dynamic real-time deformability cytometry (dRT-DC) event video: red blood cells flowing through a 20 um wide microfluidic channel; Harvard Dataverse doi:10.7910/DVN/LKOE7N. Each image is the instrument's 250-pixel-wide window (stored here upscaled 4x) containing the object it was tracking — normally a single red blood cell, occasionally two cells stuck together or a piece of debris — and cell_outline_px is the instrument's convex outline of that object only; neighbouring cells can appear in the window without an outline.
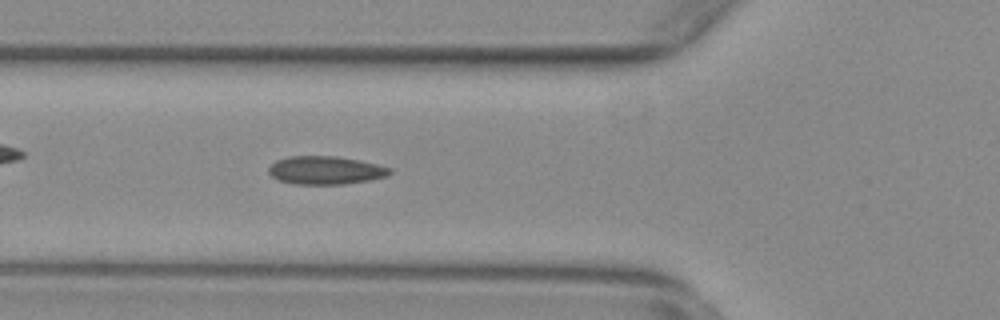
{"species": "common noctule bat (a hibernating species)", "species_latin": "Nyctalus noctula", "temperature_condition": "warm", "stored_images_in_passage": 26, "camera_frame_rate_fps": 3000, "um_per_image_px": 0.085, "animal": {"sex": "female", "body_mass_g": 29.2, "forearm_length_mm": 56.3}, "frame": {"image": 1, "passage_image": 3, "time_ms": 0.667, "image_size_px": [1000, 320], "cell_outline_px": [[392, 172], [388, 176], [368, 180], [344, 184], [296, 184], [276, 180], [268, 172], [268, 168], [276, 160], [288, 156], [336, 156], [360, 160], [392, 168]], "centroid_in_image_um": [27.66, 14.47], "position_along_channel_um": 98.1, "area_um2": 20.0}}
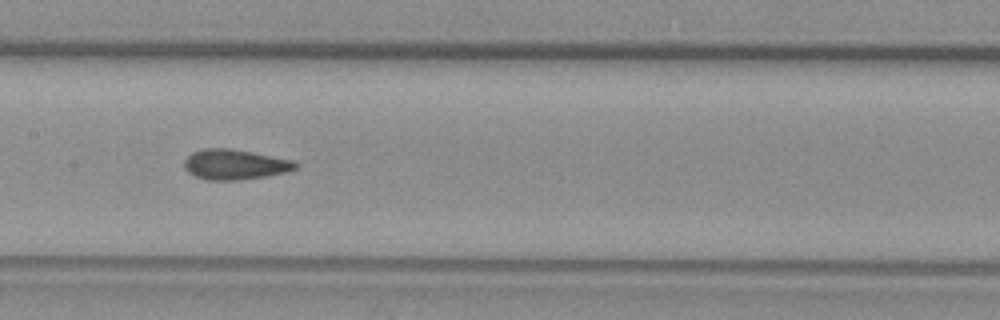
{"frame": {"image": 2, "passage_image": 10, "time_ms": 3.0, "image_size_px": [1000, 320], "cell_outline_px": [[300, 164], [296, 168], [288, 172], [264, 176], [236, 180], [208, 180], [196, 176], [188, 172], [184, 168], [184, 160], [192, 152], [204, 148], [228, 148], [252, 152], [292, 160]], "centroid_in_image_um": [19.95, 13.97], "position_along_channel_um": 187.4, "area_um2": 19.48}}
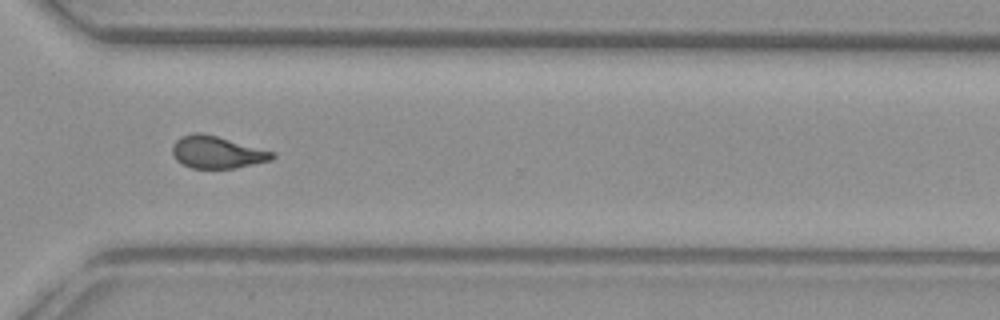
{"frame": {"image": 3, "passage_image": 23, "time_ms": 7.333, "image_size_px": [1000, 320], "cell_outline_px": [[276, 156], [272, 160], [236, 168], [192, 168], [176, 160], [172, 152], [172, 144], [180, 136], [196, 132], [200, 132], [216, 136], [276, 152]], "centroid_in_image_um": [18.45, 12.94], "position_along_channel_um": 352.1, "area_um2": 18.79}}